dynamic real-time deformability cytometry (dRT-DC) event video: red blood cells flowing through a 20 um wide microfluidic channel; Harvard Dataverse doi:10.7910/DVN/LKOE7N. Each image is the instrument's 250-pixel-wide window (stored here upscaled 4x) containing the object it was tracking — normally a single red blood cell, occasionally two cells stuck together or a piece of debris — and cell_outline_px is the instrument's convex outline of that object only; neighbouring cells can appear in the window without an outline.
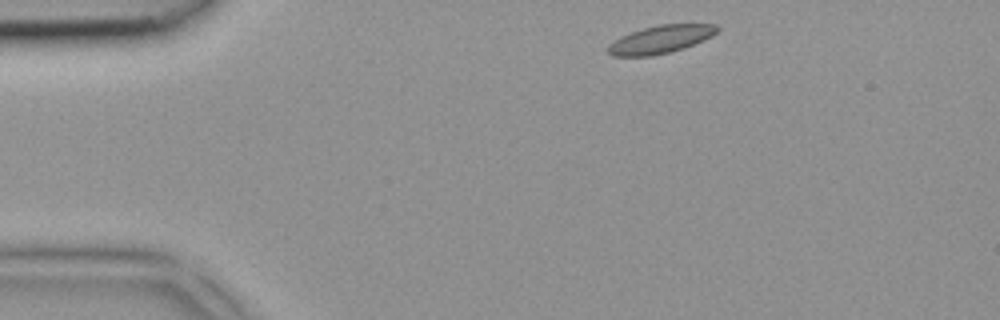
{"species": "common noctule bat (a hibernating species)", "species_latin": "Nyctalus noctula", "temperature_condition": "room temperature", "stored_images_in_passage": 4, "segment_of_instrument_passage": [2, 2], "camera_frame_rate_fps": 3000, "um_per_image_px": 0.085, "animal": {"sex": "female", "body_mass_g": 18.4}, "frame": {"image": 1, "passage_image": 4, "time_ms": 1.0, "image_size_px": [1000, 320], "cell_outline_px": [[720, 28], [712, 36], [704, 40], [684, 48], [652, 56], [612, 56], [608, 52], [608, 44], [620, 36], [656, 24], [716, 24]], "centroid_in_image_um": [56.15, 3.34], "position_along_channel_um": 28.9, "area_um2": 17.74}}